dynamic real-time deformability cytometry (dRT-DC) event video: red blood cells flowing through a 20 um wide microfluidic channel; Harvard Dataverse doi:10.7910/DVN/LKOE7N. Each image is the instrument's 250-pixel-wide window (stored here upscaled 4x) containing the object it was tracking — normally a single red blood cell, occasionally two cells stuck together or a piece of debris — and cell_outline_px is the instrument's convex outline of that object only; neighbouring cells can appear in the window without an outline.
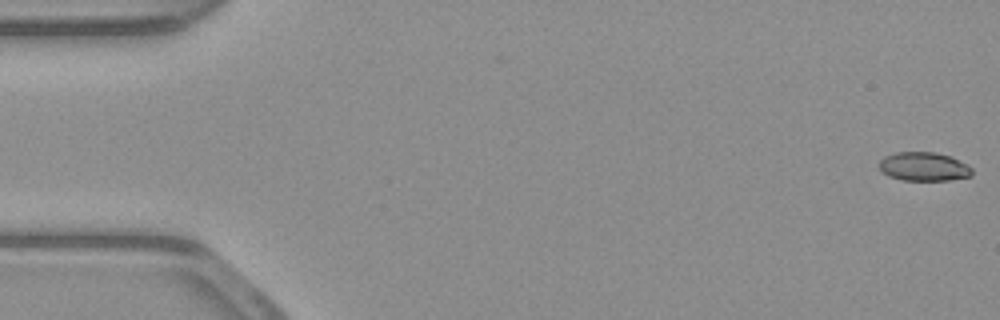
{"species": "common noctule bat (a hibernating species)", "species_latin": "Nyctalus noctula", "temperature_condition": "warm", "stored_images_in_passage": 53, "camera_frame_rate_fps": 3000, "um_per_image_px": 0.085, "animal": {"sex": "male", "body_mass_g": 23.1, "forearm_length_mm": 52.7}, "frame": {"image": 1, "passage_image": 1, "time_ms": 0.0, "image_size_px": [1000, 320], "cell_outline_px": [[972, 176], [948, 180], [900, 180], [888, 176], [880, 168], [880, 160], [884, 156], [896, 152], [936, 152], [952, 156], [968, 164], [972, 168]], "centroid_in_image_um": [78.56, 14.15], "position_along_channel_um": 6.4, "area_um2": 15.72}}
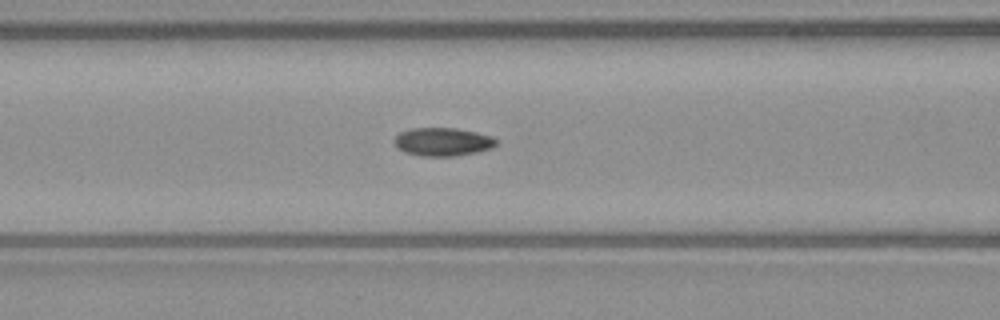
{"frame": {"image": 2, "passage_image": 22, "time_ms": 7.0, "image_size_px": [1000, 320], "cell_outline_px": [[496, 144], [492, 148], [476, 152], [456, 156], [420, 156], [404, 152], [396, 148], [392, 140], [400, 132], [412, 128], [456, 128], [476, 132], [492, 136], [496, 140]], "centroid_in_image_um": [37.59, 12.06], "position_along_channel_um": 129.0, "area_um2": 16.94}}
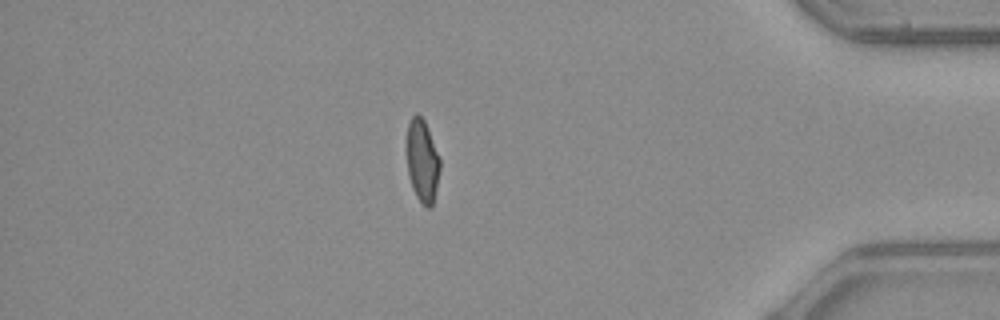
{"frame": {"image": 3, "passage_image": 46, "time_ms": 15.0, "image_size_px": [1000, 320], "cell_outline_px": [[440, 168], [432, 208], [428, 208], [416, 196], [412, 188], [408, 172], [408, 124], [412, 116], [416, 112], [424, 120], [440, 160]], "centroid_in_image_um": [35.9, 13.69], "position_along_channel_um": 399.3, "area_um2": 15.49}, "authors_computed_cell_mechanics": {"area_um2": 16.5886, "velocity_mm_per_s": 3.9005, "shape_relaxation_time_tau1_ms": 3.5319, "shape_relaxation_time_tau2_ms": 1.1367, "deformation_change_tau1": 0.1429, "deformation_change_tau2": 0.0592}}